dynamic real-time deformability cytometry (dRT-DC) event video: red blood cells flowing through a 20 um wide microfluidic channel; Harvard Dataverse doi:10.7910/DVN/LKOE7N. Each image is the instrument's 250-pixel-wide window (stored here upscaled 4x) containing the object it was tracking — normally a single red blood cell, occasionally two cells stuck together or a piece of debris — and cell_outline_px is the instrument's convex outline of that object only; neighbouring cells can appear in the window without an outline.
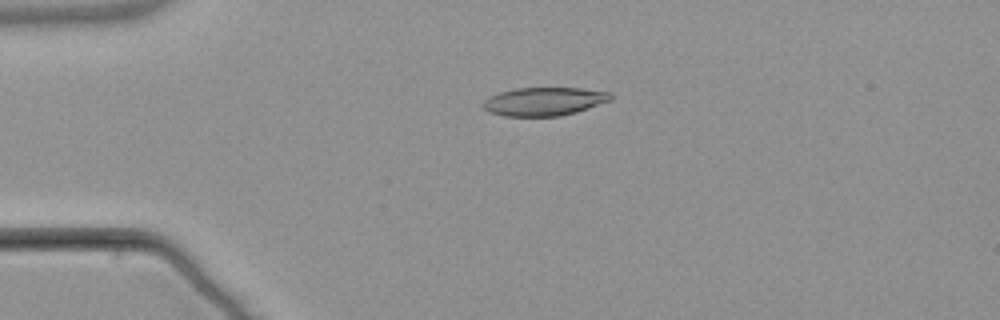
{"species": "common noctule bat (a hibernating species)", "species_latin": "Nyctalus noctula", "temperature_condition": "warm", "stored_images_in_passage": 5, "camera_frame_rate_fps": 3000, "um_per_image_px": 0.085, "animal": {"sex": "male", "body_mass_g": 21.5, "forearm_length_mm": 52.0}, "frame": {"image": 1, "passage_image": 4, "time_ms": 3.667, "image_size_px": [1000, 320], "cell_outline_px": [[612, 100], [576, 112], [560, 116], [504, 116], [488, 112], [480, 108], [480, 104], [484, 100], [500, 92], [516, 88], [580, 88], [612, 92]], "centroid_in_image_um": [46.23, 8.63], "position_along_channel_um": 38.8, "area_um2": 21.27}}